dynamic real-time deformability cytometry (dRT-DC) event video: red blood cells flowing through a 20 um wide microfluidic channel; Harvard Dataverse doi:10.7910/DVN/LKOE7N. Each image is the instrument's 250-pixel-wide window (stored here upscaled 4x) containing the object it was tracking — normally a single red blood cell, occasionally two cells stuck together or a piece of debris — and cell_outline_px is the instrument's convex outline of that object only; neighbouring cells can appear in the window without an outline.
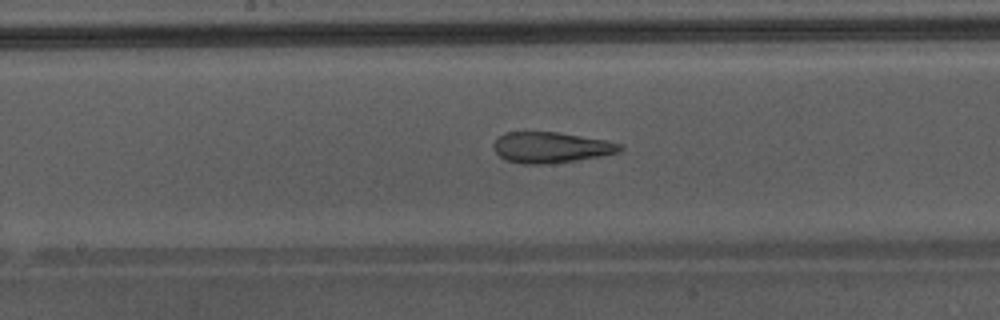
{"species": "Egyptian fruit bat (a non-hibernating species)", "species_latin": "Rousettus aegyptiacus", "temperature_condition": "warm", "stored_images_in_passage": 49, "camera_frame_rate_fps": 3000, "um_per_image_px": 0.085, "animal": {"sex": "male"}, "frame": {"image": 1, "passage_image": 28, "time_ms": 9.0, "image_size_px": [1000, 320], "cell_outline_px": [[624, 148], [620, 152], [600, 156], [544, 164], [524, 164], [504, 160], [496, 152], [492, 144], [504, 132], [556, 132], [604, 140], [624, 144]], "centroid_in_image_um": [46.82, 12.53], "position_along_channel_um": 201.4, "area_um2": 22.48}, "authors_computed_cell_mechanics": {"area_um2": 27.0504, "velocity_mm_per_s": 4.3619, "shape_relaxation_time_tau1_ms": null, "shape_relaxation_time_tau2_ms": 1.6927, "deformation_change_tau1": null, "deformation_change_tau2": 0.1219}}